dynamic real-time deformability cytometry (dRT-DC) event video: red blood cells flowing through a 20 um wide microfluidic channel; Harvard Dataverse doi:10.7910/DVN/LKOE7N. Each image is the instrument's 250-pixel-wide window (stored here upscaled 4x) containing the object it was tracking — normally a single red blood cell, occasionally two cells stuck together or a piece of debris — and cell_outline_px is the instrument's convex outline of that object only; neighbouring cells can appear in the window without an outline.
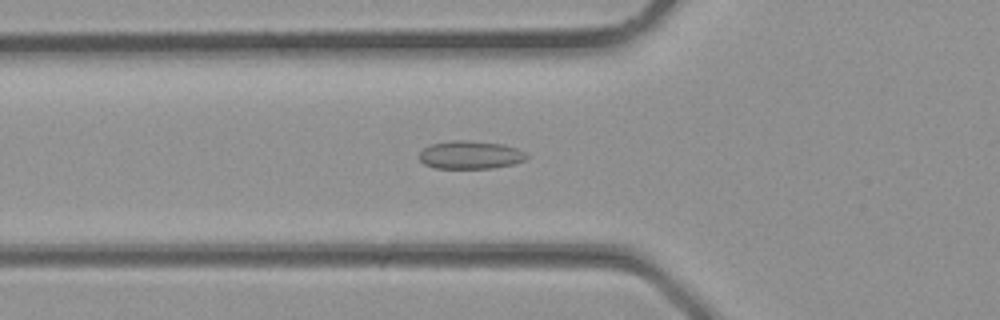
{"species": "common noctule bat (a hibernating species)", "species_latin": "Nyctalus noctula", "temperature_condition": "room temperature", "stored_images_in_passage": 33, "segment_of_instrument_passage": [1, 2], "camera_frame_rate_fps": 3000, "um_per_image_px": 0.085, "animal": {"sex": "male", "body_mass_g": 23.1, "forearm_length_mm": 52.7}, "frame": {"image": 1, "passage_image": 12, "time_ms": 3.667, "image_size_px": [1000, 320], "cell_outline_px": [[528, 156], [524, 160], [512, 164], [492, 168], [436, 168], [424, 164], [416, 156], [424, 148], [432, 144], [452, 140], [468, 140], [504, 144], [516, 148], [524, 152]], "centroid_in_image_um": [39.94, 13.16], "position_along_channel_um": 85.9, "area_um2": 17.57}}
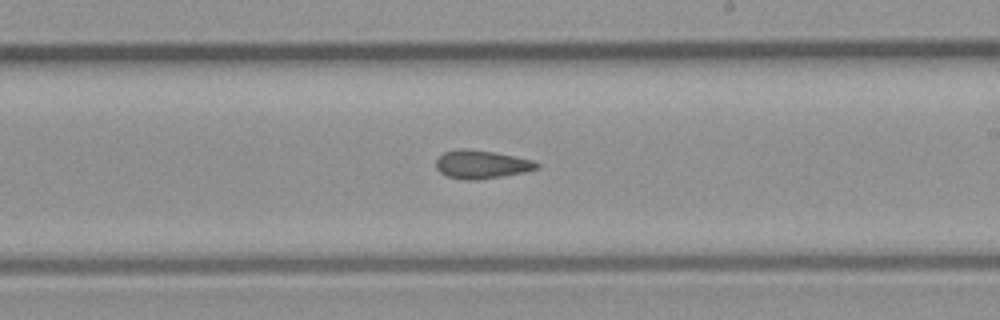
{"frame": {"image": 2, "passage_image": 20, "time_ms": 6.333, "image_size_px": [1000, 320], "cell_outline_px": [[540, 168], [524, 172], [504, 176], [480, 180], [464, 180], [448, 176], [440, 172], [436, 168], [436, 160], [444, 152], [460, 148], [468, 148], [516, 156], [532, 160], [540, 164]], "centroid_in_image_um": [40.94, 13.98], "position_along_channel_um": 248.1, "area_um2": 16.76}}
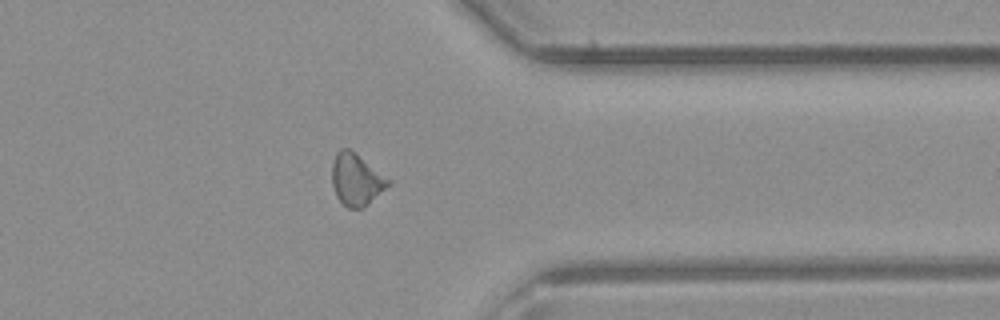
{"frame": {"image": 3, "passage_image": 27, "time_ms": 8.667, "image_size_px": [1000, 320], "cell_outline_px": [[392, 180], [364, 208], [348, 208], [336, 196], [332, 184], [332, 160], [336, 152], [340, 148], [348, 148]], "centroid_in_image_um": [30.25, 15.25], "position_along_channel_um": 381.1, "area_um2": 16.76}}